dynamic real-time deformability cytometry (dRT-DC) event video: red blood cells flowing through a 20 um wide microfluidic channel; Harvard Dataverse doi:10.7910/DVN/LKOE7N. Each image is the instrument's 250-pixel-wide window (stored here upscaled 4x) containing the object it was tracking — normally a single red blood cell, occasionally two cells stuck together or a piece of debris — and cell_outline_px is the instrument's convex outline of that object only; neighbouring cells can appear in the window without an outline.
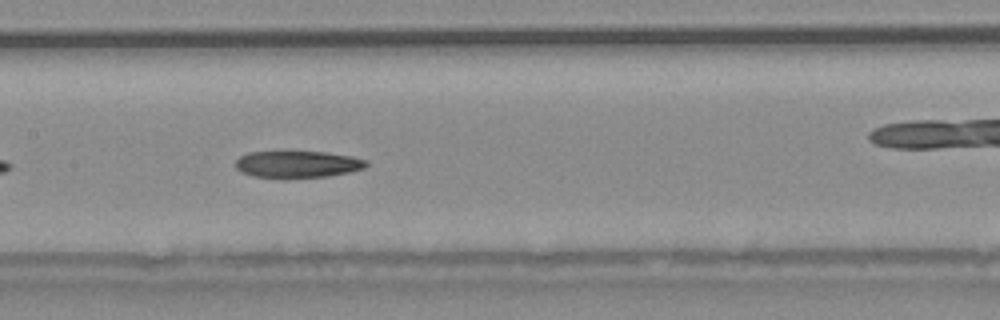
{"species": "common noctule bat (a hibernating species)", "species_latin": "Nyctalus noctula", "temperature_condition": "warm", "stored_images_in_passage": 40, "camera_frame_rate_fps": 3000, "um_per_image_px": 0.085, "animal": {"sex": "male", "body_mass_g": 20.4}, "frame": {"image": 1, "passage_image": 12, "time_ms": 3.667, "image_size_px": [1000, 320], "cell_outline_px": [[368, 164], [364, 168], [348, 172], [328, 176], [252, 176], [236, 168], [236, 160], [240, 156], [248, 152], [324, 152], [352, 156], [368, 160]], "centroid_in_image_um": [25.33, 13.93], "position_along_channel_um": 182.1, "area_um2": 19.77}, "authors_computed_cell_mechanics": {"area_um2": 21.7328, "velocity_mm_per_s": 3.8109, "shape_relaxation_time_tau1_ms": null, "shape_relaxation_time_tau2_ms": 3.9364, "deformation_change_tau1": null, "deformation_change_tau2": 0.1245}}